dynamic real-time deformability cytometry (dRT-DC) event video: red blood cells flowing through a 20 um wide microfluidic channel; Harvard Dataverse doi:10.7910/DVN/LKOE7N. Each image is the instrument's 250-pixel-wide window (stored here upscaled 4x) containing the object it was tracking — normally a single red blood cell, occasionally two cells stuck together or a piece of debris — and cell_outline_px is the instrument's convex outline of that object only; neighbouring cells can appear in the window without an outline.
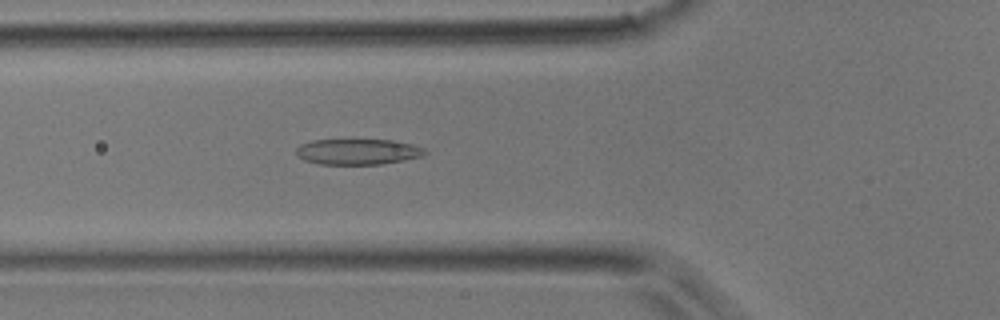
{"species": "common noctule bat (a hibernating species)", "species_latin": "Nyctalus noctula", "temperature_condition": "room temperature", "stored_images_in_passage": 23, "camera_frame_rate_fps": 3000, "um_per_image_px": 0.085, "animal": {"sex": "male", "body_mass_g": 17.9}, "frame": {"image": 1, "passage_image": 12, "time_ms": 3.667, "image_size_px": [1000, 320], "cell_outline_px": [[428, 152], [424, 156], [404, 160], [380, 164], [320, 164], [304, 160], [296, 156], [296, 148], [300, 144], [312, 140], [392, 140], [412, 144], [424, 148]], "centroid_in_image_um": [30.41, 12.89], "position_along_channel_um": 95.4, "area_um2": 19.36}}
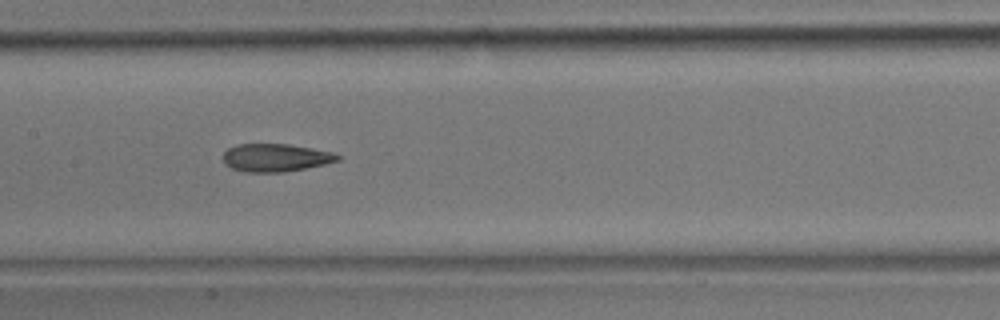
{"frame": {"image": 2, "passage_image": 18, "time_ms": 5.667, "image_size_px": [1000, 320], "cell_outline_px": [[344, 156], [340, 160], [324, 164], [284, 172], [244, 172], [232, 168], [224, 160], [224, 152], [228, 148], [236, 144], [288, 144], [312, 148], [332, 152]], "centroid_in_image_um": [23.46, 13.39], "position_along_channel_um": 183.9, "area_um2": 18.55}}
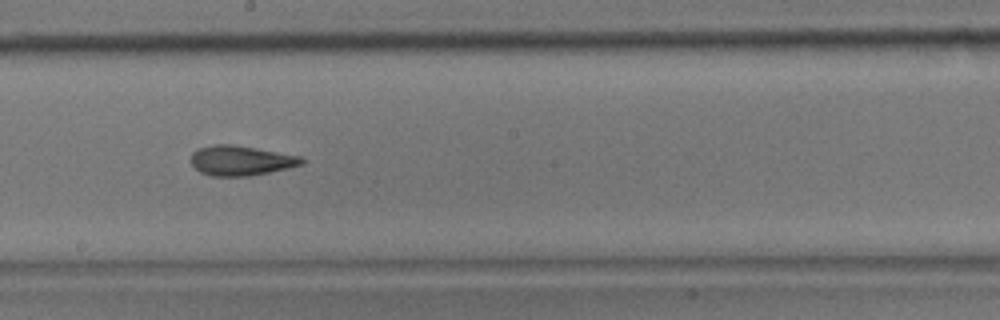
{"frame": {"image": 3, "passage_image": 21, "time_ms": 6.667, "image_size_px": [1000, 320], "cell_outline_px": [[304, 164], [288, 168], [248, 176], [212, 176], [200, 172], [192, 164], [192, 152], [196, 148], [216, 144], [232, 144], [300, 156], [304, 160]], "centroid_in_image_um": [20.45, 13.64], "position_along_channel_um": 227.7, "area_um2": 19.13}}